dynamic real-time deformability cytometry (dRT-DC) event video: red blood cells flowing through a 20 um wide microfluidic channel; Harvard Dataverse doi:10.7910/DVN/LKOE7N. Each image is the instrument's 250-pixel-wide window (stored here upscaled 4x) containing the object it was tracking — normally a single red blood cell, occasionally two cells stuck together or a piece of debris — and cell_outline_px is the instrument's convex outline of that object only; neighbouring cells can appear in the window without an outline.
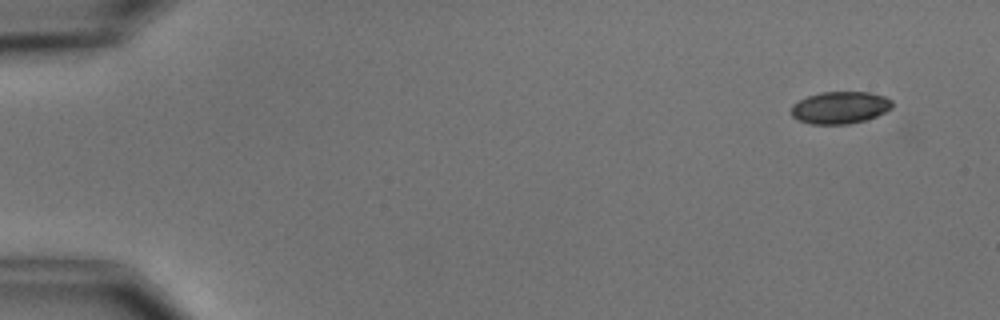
{"species": "common noctule bat (a hibernating species)", "species_latin": "Nyctalus noctula", "temperature_condition": "cold", "stored_images_in_passage": 4, "camera_frame_rate_fps": 3000, "um_per_image_px": 0.085, "animal": {"sex": "male", "body_mass_g": 15.6}, "frame": {"image": 1, "passage_image": 1, "time_ms": 0.0, "image_size_px": [1000, 320], "cell_outline_px": [[892, 108], [876, 116], [864, 120], [848, 124], [812, 124], [800, 120], [792, 116], [792, 104], [808, 96], [820, 92], [868, 92], [884, 96], [892, 100]], "centroid_in_image_um": [71.41, 9.14], "position_along_channel_um": 13.6, "area_um2": 18.79}}
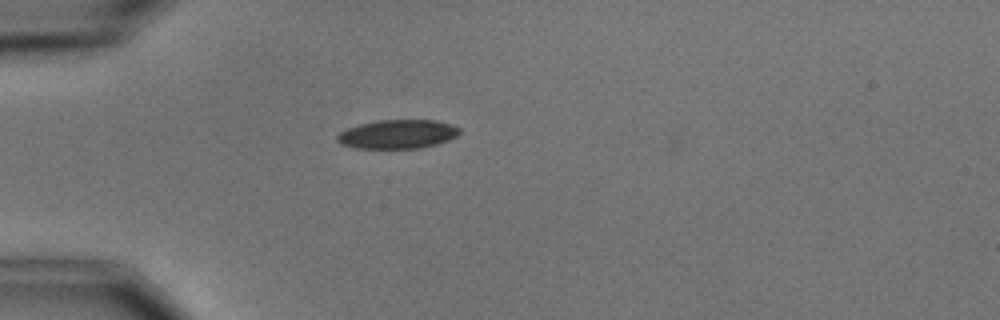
{"frame": {"image": 2, "passage_image": 4, "time_ms": 4.0, "image_size_px": [1000, 320], "cell_outline_px": [[460, 132], [456, 136], [448, 140], [436, 144], [420, 148], [356, 148], [340, 144], [336, 140], [336, 136], [340, 132], [348, 128], [360, 124], [376, 120], [436, 120], [452, 124], [460, 128]], "centroid_in_image_um": [33.79, 11.4], "position_along_channel_um": 51.2, "area_um2": 20.63}}